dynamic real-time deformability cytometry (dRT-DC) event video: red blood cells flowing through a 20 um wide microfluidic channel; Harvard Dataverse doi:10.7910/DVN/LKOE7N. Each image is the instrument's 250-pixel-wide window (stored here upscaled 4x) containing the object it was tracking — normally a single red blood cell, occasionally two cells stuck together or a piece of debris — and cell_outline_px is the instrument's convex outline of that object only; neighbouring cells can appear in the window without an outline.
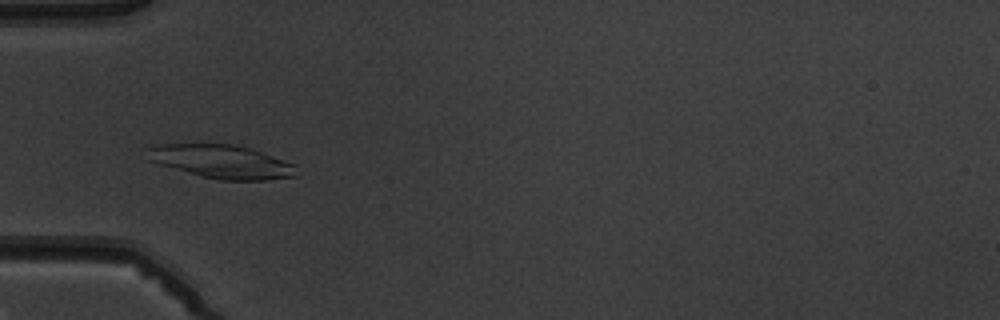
{"species": "common noctule bat (a hibernating species)", "species_latin": "Nyctalus noctula", "temperature_condition": "warm", "stored_images_in_passage": 4, "camera_frame_rate_fps": 3000, "um_per_image_px": 0.085, "animal": {"sex": "male", "body_mass_g": 19.5, "forearm_length_mm": 54.6}, "frame": {"image": 1, "passage_image": 2, "time_ms": 1.0, "image_size_px": [1000, 320], "cell_outline_px": [[296, 176], [264, 180], [220, 180], [200, 176], [160, 164], [148, 160], [144, 148], [160, 144], [232, 144], [248, 148], [296, 164]], "centroid_in_image_um": [18.8, 13.73], "position_along_channel_um": 66.2, "area_um2": 28.96}}
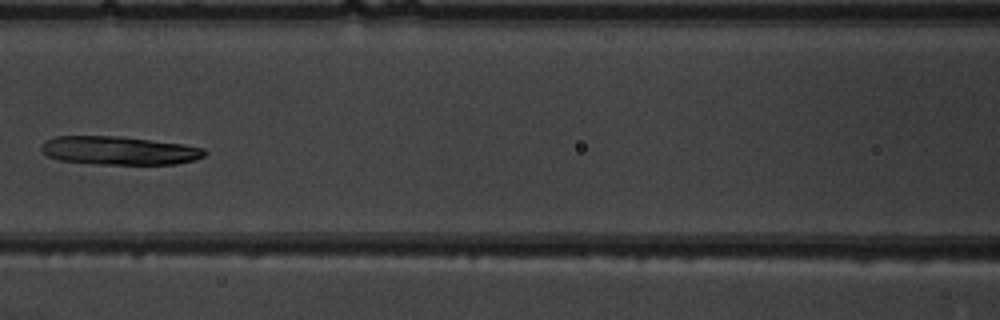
{"frame": {"image": 2, "passage_image": 4, "time_ms": 3.333, "image_size_px": [1000, 320], "cell_outline_px": [[208, 152], [204, 156], [196, 160], [176, 164], [96, 164], [60, 160], [48, 156], [40, 148], [40, 144], [44, 140], [56, 136], [116, 136], [184, 144], [204, 148]], "centroid_in_image_um": [10.13, 12.8], "position_along_channel_um": 156.5, "area_um2": 27.17}}